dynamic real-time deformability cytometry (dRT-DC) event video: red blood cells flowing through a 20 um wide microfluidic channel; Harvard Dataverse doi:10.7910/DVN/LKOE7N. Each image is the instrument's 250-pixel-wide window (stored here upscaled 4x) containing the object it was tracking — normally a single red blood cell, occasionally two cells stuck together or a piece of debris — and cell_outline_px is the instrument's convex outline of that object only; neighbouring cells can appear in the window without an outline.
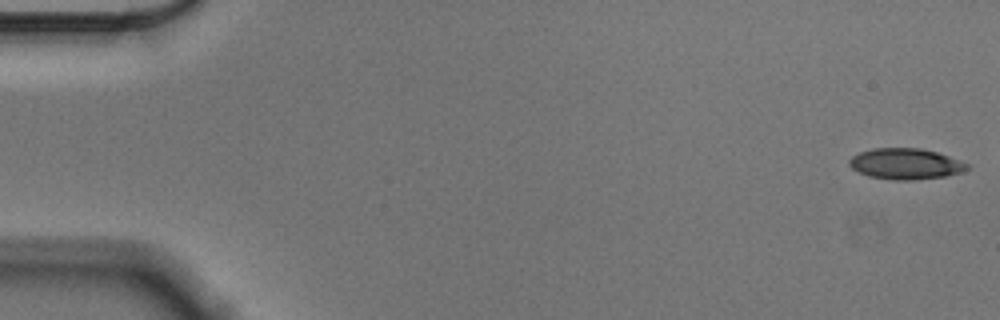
{"species": "Egyptian fruit bat (a non-hibernating species)", "species_latin": "Rousettus aegyptiacus", "temperature_condition": "cold", "stored_images_in_passage": 12, "camera_frame_rate_fps": 3000, "um_per_image_px": 0.085, "animal": {"sex": "male"}, "frame": {"image": 1, "passage_image": 1, "time_ms": 0.0, "image_size_px": [1000, 320], "cell_outline_px": [[968, 168], [960, 172], [944, 176], [912, 180], [896, 180], [868, 176], [852, 168], [848, 164], [848, 160], [852, 156], [860, 152], [872, 148], [920, 148], [936, 152], [948, 156], [968, 164]], "centroid_in_image_um": [76.92, 13.92], "position_along_channel_um": 8.1, "area_um2": 20.98}}